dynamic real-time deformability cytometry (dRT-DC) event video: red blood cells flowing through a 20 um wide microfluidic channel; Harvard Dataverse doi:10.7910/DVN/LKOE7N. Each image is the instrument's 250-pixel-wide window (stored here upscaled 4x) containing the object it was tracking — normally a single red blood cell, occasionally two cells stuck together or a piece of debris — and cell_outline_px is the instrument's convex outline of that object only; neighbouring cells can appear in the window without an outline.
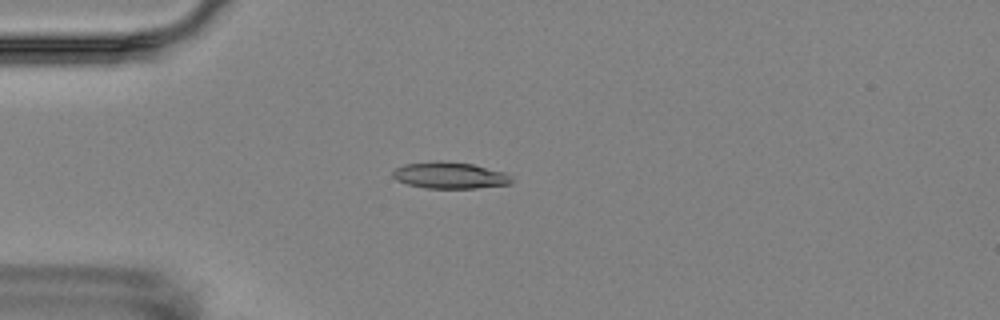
{"species": "Egyptian fruit bat (a non-hibernating species)", "species_latin": "Rousettus aegyptiacus", "temperature_condition": "room temperature", "stored_images_in_passage": 7, "camera_frame_rate_fps": 3000, "um_per_image_px": 0.085, "animal": {"sex": "female"}, "frame": {"image": 1, "passage_image": 5, "time_ms": 4.667, "image_size_px": [1000, 320], "cell_outline_px": [[512, 184], [476, 188], [424, 188], [408, 184], [396, 180], [392, 176], [392, 172], [396, 168], [404, 164], [440, 160], [472, 164], [504, 172], [512, 180]], "centroid_in_image_um": [38.2, 14.9], "position_along_channel_um": 46.8, "area_um2": 18.32}}
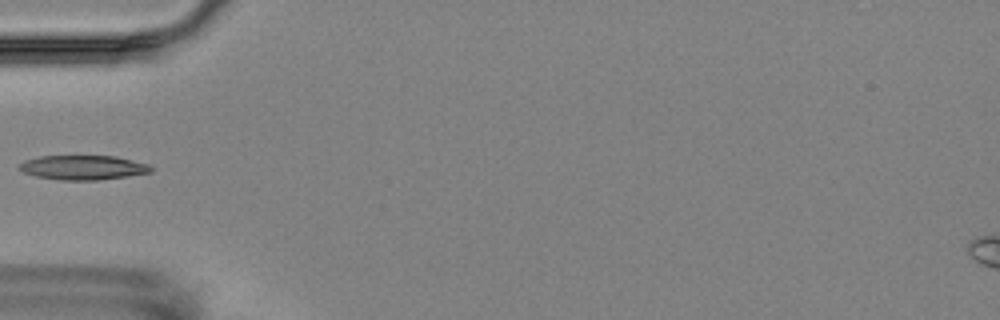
{"frame": {"image": 2, "passage_image": 6, "time_ms": 6.0, "image_size_px": [1000, 320], "cell_outline_px": [[152, 172], [128, 176], [100, 180], [60, 180], [36, 176], [24, 172], [16, 168], [24, 160], [40, 156], [116, 156], [148, 164], [152, 168]], "centroid_in_image_um": [7.05, 14.24], "position_along_channel_um": 78.0, "area_um2": 18.79}}
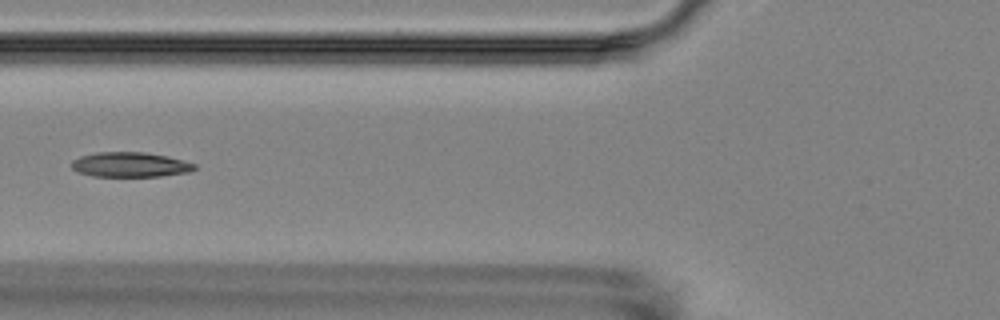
{"frame": {"image": 3, "passage_image": 7, "time_ms": 7.0, "image_size_px": [1000, 320], "cell_outline_px": [[196, 168], [188, 172], [160, 176], [92, 176], [80, 172], [72, 168], [72, 160], [80, 156], [100, 152], [144, 152], [168, 156], [196, 164]], "centroid_in_image_um": [11.07, 13.99], "position_along_channel_um": 114.7, "area_um2": 17.63}}